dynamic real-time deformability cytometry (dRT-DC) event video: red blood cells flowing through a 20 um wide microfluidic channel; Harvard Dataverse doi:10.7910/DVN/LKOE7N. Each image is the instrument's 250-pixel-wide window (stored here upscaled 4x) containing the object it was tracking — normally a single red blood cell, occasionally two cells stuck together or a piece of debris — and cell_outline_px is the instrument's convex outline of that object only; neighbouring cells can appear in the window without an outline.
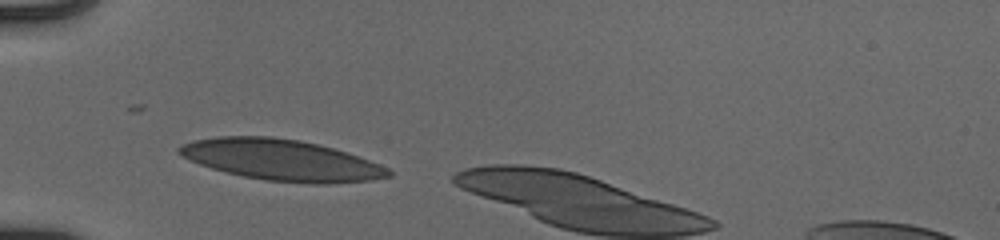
{"species": "human", "species_latin": "Homo sapiens", "temperature_condition": "cold", "stored_images_in_passage": 30, "camera_frame_rate_fps": 3000, "um_per_image_px": 0.085, "donor": {"sex": "male"}, "frame": {"image": 1, "passage_image": 1, "time_ms": 0.0, "image_size_px": [1000, 240], "cell_outline_px": [[392, 176], [372, 180], [328, 184], [316, 184], [268, 180], [244, 176], [212, 168], [188, 160], [176, 152], [176, 148], [180, 144], [192, 140], [216, 136], [272, 136], [300, 140], [332, 148], [368, 160], [388, 168], [392, 172]], "centroid_in_image_um": [23.87, 13.59], "position_along_channel_um": 61.1, "area_um2": 49.88}}
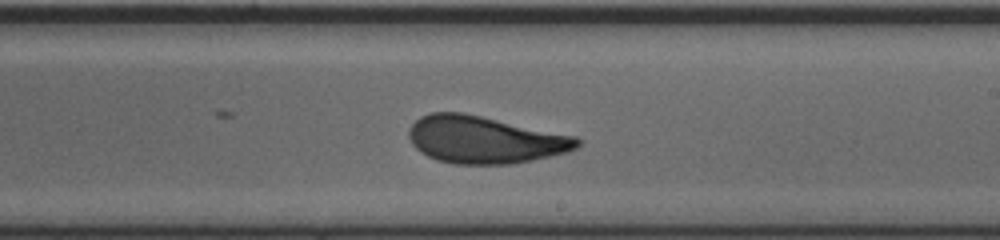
{"frame": {"image": 2, "passage_image": 16, "time_ms": 5.0, "image_size_px": [1000, 240], "cell_outline_px": [[580, 144], [576, 148], [568, 152], [532, 160], [508, 164], [452, 164], [436, 160], [420, 152], [412, 144], [408, 136], [408, 128], [420, 116], [432, 112], [464, 112], [576, 136], [580, 140]], "centroid_in_image_um": [41.17, 11.87], "position_along_channel_um": 247.8, "area_um2": 46.59}}
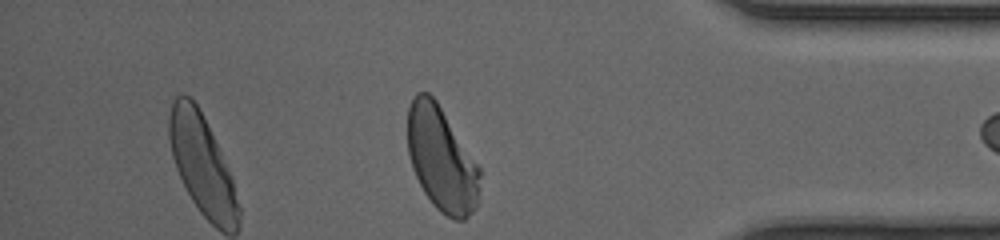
{"frame": {"image": 3, "passage_image": 29, "time_ms": 9.333, "image_size_px": [1000, 240], "cell_outline_px": [[480, 176], [476, 208], [464, 220], [456, 220], [440, 212], [432, 204], [424, 192], [412, 168], [408, 152], [408, 108], [416, 92], [428, 92], [436, 100], [480, 168]], "centroid_in_image_um": [37.52, 13.53], "position_along_channel_um": 397.7, "area_um2": 43.58}}